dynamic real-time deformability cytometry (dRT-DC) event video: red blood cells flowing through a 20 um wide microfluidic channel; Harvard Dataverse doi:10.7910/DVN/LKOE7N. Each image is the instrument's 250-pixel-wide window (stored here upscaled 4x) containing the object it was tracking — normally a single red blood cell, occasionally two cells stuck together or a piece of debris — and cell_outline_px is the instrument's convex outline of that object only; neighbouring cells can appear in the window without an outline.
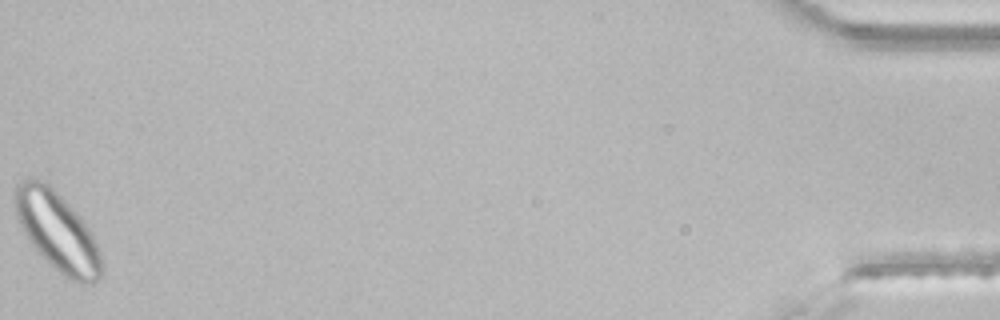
{"species": "common noctule bat (a hibernating species)", "species_latin": "Nyctalus noctula", "temperature_condition": "room temperature", "stored_images_in_passage": 43, "segment_of_instrument_passage": [2, 2], "camera_frame_rate_fps": 3000, "um_per_image_px": 0.085, "animal": {"sex": "male", "body_mass_g": 21.5, "forearm_length_mm": 52.0}, "frame": {"image": 1, "passage_image": 43, "time_ms": 14.0, "image_size_px": [1000, 320], "cell_outline_px": [[104, 272], [92, 284], [80, 284], [64, 276], [28, 240], [16, 216], [12, 200], [12, 192], [16, 184], [20, 180], [32, 176], [44, 180], [84, 220], [92, 232], [100, 252], [104, 264]], "centroid_in_image_um": [4.87, 19.63], "position_along_channel_um": 430.3, "area_um2": 40.11}}